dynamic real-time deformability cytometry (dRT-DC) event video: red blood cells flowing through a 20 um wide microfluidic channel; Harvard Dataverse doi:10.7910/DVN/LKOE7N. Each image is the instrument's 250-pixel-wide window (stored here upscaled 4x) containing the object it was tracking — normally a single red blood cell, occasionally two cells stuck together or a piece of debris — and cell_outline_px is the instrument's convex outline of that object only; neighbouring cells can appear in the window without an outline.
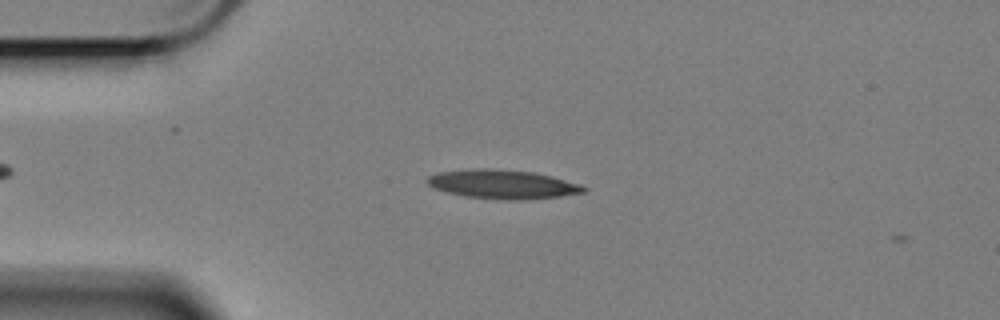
{"species": "Egyptian fruit bat (a non-hibernating species)", "species_latin": "Rousettus aegyptiacus", "temperature_condition": "cold", "stored_images_in_passage": 2, "camera_frame_rate_fps": 3000, "um_per_image_px": 0.085, "animal": {"sex": "female"}, "frame": {"image": 1, "passage_image": 1, "time_ms": 0.0, "image_size_px": [1000, 320], "cell_outline_px": [[588, 188], [584, 192], [560, 196], [520, 200], [504, 200], [464, 196], [444, 192], [432, 188], [424, 180], [428, 176], [440, 172], [472, 168], [492, 168], [532, 172], [552, 176], [580, 184]], "centroid_in_image_um": [42.67, 15.66], "position_along_channel_um": 42.3, "area_um2": 26.59}}